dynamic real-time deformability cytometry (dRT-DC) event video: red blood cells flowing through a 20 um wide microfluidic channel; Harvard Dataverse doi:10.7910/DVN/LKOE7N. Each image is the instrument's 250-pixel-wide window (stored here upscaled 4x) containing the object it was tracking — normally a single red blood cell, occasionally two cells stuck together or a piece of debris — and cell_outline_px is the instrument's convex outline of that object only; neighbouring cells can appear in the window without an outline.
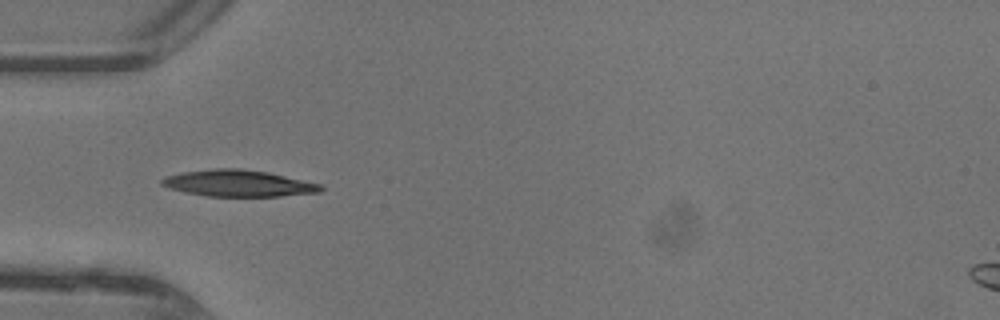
{"species": "common noctule bat (a hibernating species)", "species_latin": "Nyctalus noctula", "temperature_condition": "warm", "stored_images_in_passage": 32, "camera_frame_rate_fps": 3000, "um_per_image_px": 0.085, "animal": {"sex": "female"}, "frame": {"image": 1, "passage_image": 1, "time_ms": 0.0, "image_size_px": [1000, 320], "cell_outline_px": [[324, 188], [320, 192], [280, 196], [208, 196], [184, 192], [168, 188], [160, 184], [160, 180], [168, 176], [184, 172], [212, 168], [240, 168], [268, 172], [320, 184]], "centroid_in_image_um": [20.24, 15.58], "position_along_channel_um": 64.8, "area_um2": 24.45}}
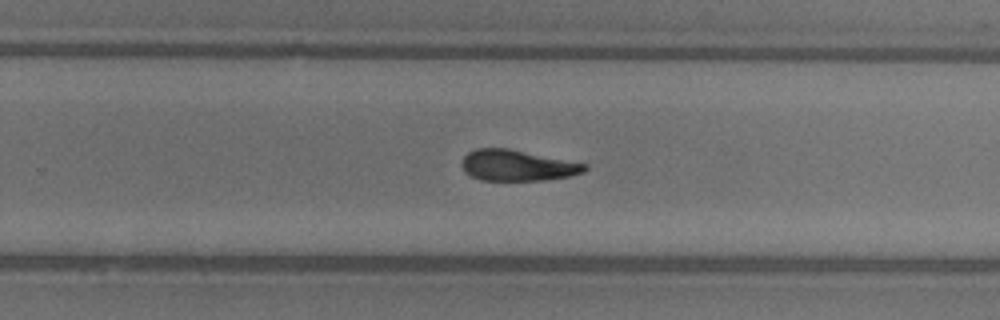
{"frame": {"image": 2, "passage_image": 16, "time_ms": 5.0, "image_size_px": [1000, 320], "cell_outline_px": [[588, 168], [584, 172], [568, 176], [544, 180], [480, 180], [464, 172], [460, 164], [464, 156], [468, 152], [476, 148], [508, 148], [588, 164]], "centroid_in_image_um": [43.95, 14.05], "position_along_channel_um": 285.9, "area_um2": 22.2}}
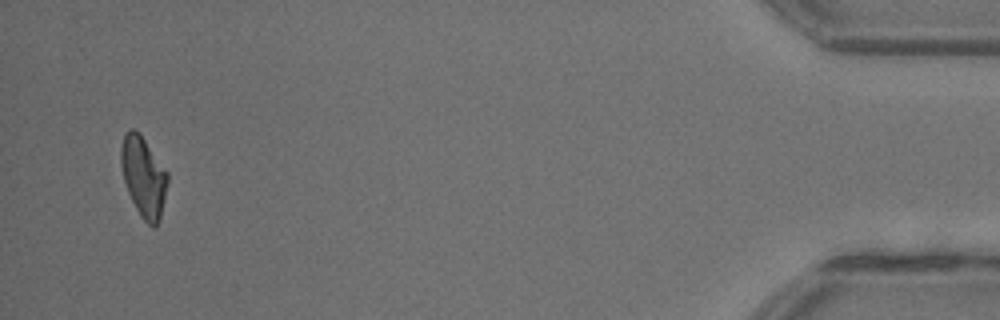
{"frame": {"image": 3, "passage_image": 31, "time_ms": 10.0, "image_size_px": [1000, 320], "cell_outline_px": [[168, 184], [160, 220], [156, 228], [152, 228], [140, 216], [128, 192], [124, 180], [120, 164], [120, 148], [124, 136], [132, 128], [140, 132], [168, 172]], "centroid_in_image_um": [12.22, 15.04], "position_along_channel_um": 423.0, "area_um2": 22.02}, "authors_computed_cell_mechanics": {"area_um2": 23.3512, "velocity_mm_per_s": 4.4369, "shape_relaxation_time_tau1_ms": 5.0882, "shape_relaxation_time_tau2_ms": 4.9148, "deformation_change_tau1": 0.1788, "deformation_change_tau2": 0.1237}}